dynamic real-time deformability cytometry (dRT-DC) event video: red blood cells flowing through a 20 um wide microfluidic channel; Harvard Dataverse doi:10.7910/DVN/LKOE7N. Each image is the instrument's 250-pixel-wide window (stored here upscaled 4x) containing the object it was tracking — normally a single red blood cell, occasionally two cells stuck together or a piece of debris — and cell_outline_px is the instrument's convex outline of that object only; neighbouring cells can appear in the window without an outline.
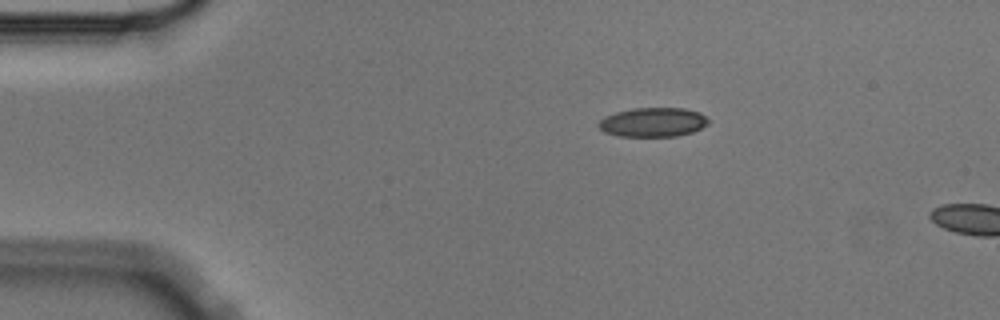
{"species": "Egyptian fruit bat (a non-hibernating species)", "species_latin": "Rousettus aegyptiacus", "temperature_condition": "cold", "stored_images_in_passage": 2, "camera_frame_rate_fps": 3000, "um_per_image_px": 0.085, "animal": {"sex": "male"}, "frame": {"image": 1, "passage_image": 1, "time_ms": 0.0, "image_size_px": [1000, 320], "cell_outline_px": [[708, 124], [692, 132], [676, 136], [620, 136], [604, 132], [596, 124], [604, 116], [616, 112], [632, 108], [684, 108], [700, 112], [708, 120]], "centroid_in_image_um": [55.47, 10.38], "position_along_channel_um": 29.5, "area_um2": 18.67}}